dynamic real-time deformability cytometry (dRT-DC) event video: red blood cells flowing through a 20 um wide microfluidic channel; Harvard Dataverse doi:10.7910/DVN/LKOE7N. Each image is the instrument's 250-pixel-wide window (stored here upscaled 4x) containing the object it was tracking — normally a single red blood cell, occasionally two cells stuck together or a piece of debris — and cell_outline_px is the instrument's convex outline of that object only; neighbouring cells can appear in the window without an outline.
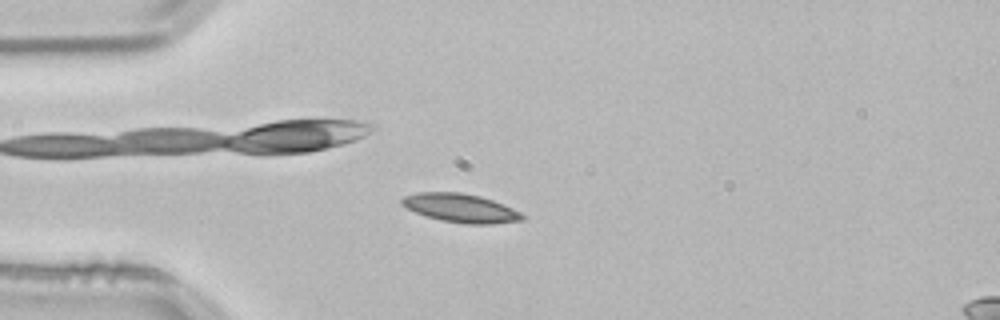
{"species": "common noctule bat (a hibernating species)", "species_latin": "Nyctalus noctula", "temperature_condition": "room temperature", "stored_images_in_passage": 53, "camera_frame_rate_fps": 3000, "um_per_image_px": 0.085, "animal": {"sex": "male", "body_mass_g": 21.5, "forearm_length_mm": 52.0}, "frame": {"image": 1, "passage_image": 13, "time_ms": 4.0, "image_size_px": [1000, 320], "cell_outline_px": [[524, 220], [492, 224], [464, 224], [440, 220], [424, 216], [400, 204], [400, 200], [404, 196], [416, 192], [460, 192], [480, 196], [492, 200], [512, 208], [520, 212], [524, 216]], "centroid_in_image_um": [39.13, 17.69], "position_along_channel_um": 45.9, "area_um2": 20.17}}
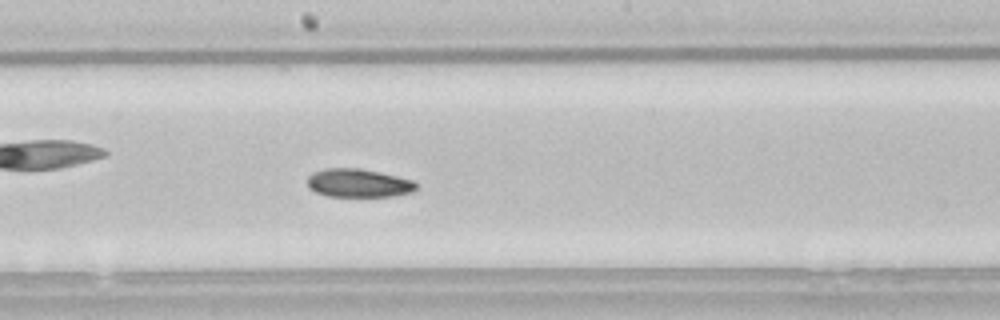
{"frame": {"image": 2, "passage_image": 28, "time_ms": 9.0, "image_size_px": [1000, 320], "cell_outline_px": [[420, 188], [412, 192], [392, 196], [328, 196], [316, 192], [308, 188], [308, 176], [312, 172], [324, 168], [360, 168], [380, 172], [412, 180]], "centroid_in_image_um": [30.46, 15.55], "position_along_channel_um": 217.7, "area_um2": 18.09}}
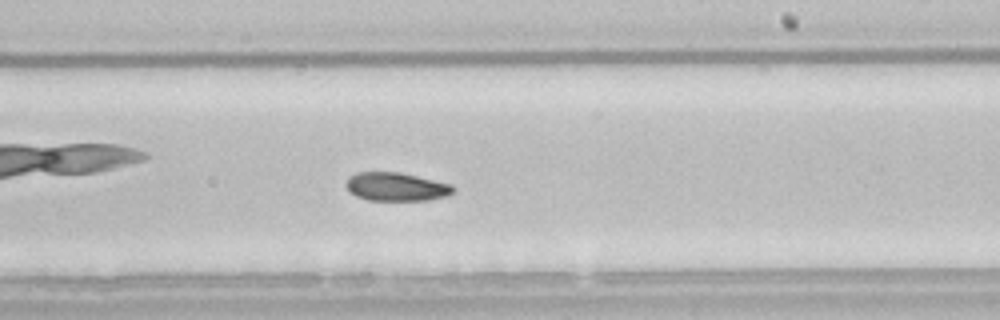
{"frame": {"image": 3, "passage_image": 31, "time_ms": 10.0, "image_size_px": [1000, 320], "cell_outline_px": [[456, 188], [448, 196], [428, 200], [368, 200], [356, 196], [348, 192], [348, 176], [356, 172], [400, 172], [452, 184]], "centroid_in_image_um": [33.7, 15.87], "position_along_channel_um": 255.3, "area_um2": 17.8}, "authors_computed_cell_mechanics": {"area_um2": 18.6116, "velocity_mm_per_s": 3.7953, "shape_relaxation_time_tau1_ms": null, "shape_relaxation_time_tau2_ms": 9.6215, "deformation_change_tau1": null, "deformation_change_tau2": 0.1387}}